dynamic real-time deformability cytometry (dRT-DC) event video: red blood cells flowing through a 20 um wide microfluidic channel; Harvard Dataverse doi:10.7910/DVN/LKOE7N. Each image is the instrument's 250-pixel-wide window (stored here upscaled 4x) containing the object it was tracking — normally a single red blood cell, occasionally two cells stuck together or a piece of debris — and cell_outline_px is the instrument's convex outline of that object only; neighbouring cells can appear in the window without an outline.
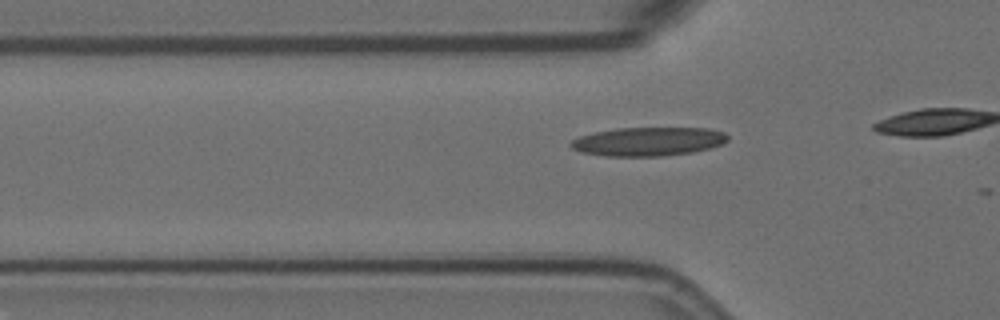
{"species": "Egyptian fruit bat (a non-hibernating species)", "species_latin": "Rousettus aegyptiacus", "temperature_condition": "room temperature", "stored_images_in_passage": 17, "camera_frame_rate_fps": 3000, "um_per_image_px": 0.085, "animal": {"sex": "female"}, "frame": {"image": 1, "passage_image": 15, "time_ms": 4.667, "image_size_px": [1000, 320], "cell_outline_px": [[728, 140], [720, 144], [708, 148], [692, 152], [660, 156], [608, 156], [580, 152], [572, 148], [568, 144], [572, 140], [580, 136], [596, 132], [616, 128], [708, 128], [724, 132], [728, 136]], "centroid_in_image_um": [55.08, 12.02], "position_along_channel_um": 70.7, "area_um2": 26.13}}